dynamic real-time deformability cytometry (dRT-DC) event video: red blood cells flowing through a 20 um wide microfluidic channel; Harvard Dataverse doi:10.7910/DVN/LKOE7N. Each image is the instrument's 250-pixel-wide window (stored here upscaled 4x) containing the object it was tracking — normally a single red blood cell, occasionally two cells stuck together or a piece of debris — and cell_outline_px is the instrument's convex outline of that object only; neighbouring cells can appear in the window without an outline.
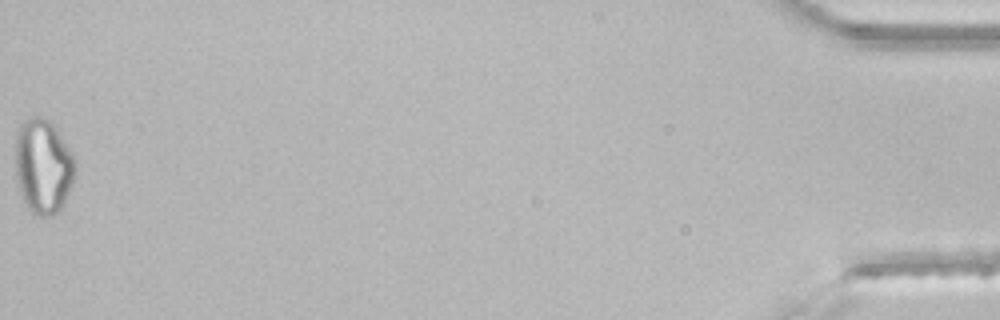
{"species": "common noctule bat (a hibernating species)", "species_latin": "Nyctalus noctula", "temperature_condition": "room temperature", "stored_images_in_passage": 46, "segment_of_instrument_passage": [2, 2], "camera_frame_rate_fps": 3000, "um_per_image_px": 0.085, "animal": {"sex": "male", "body_mass_g": 21.5, "forearm_length_mm": 52.0}, "frame": {"image": 1, "passage_image": 46, "time_ms": 15.0, "image_size_px": [1000, 320], "cell_outline_px": [[76, 172], [72, 184], [64, 204], [52, 216], [36, 216], [28, 208], [20, 192], [16, 176], [16, 132], [20, 124], [28, 116], [40, 116], [48, 120], [56, 128], [72, 152], [76, 160]], "centroid_in_image_um": [3.68, 14.12], "position_along_channel_um": 431.5, "area_um2": 33.29}}